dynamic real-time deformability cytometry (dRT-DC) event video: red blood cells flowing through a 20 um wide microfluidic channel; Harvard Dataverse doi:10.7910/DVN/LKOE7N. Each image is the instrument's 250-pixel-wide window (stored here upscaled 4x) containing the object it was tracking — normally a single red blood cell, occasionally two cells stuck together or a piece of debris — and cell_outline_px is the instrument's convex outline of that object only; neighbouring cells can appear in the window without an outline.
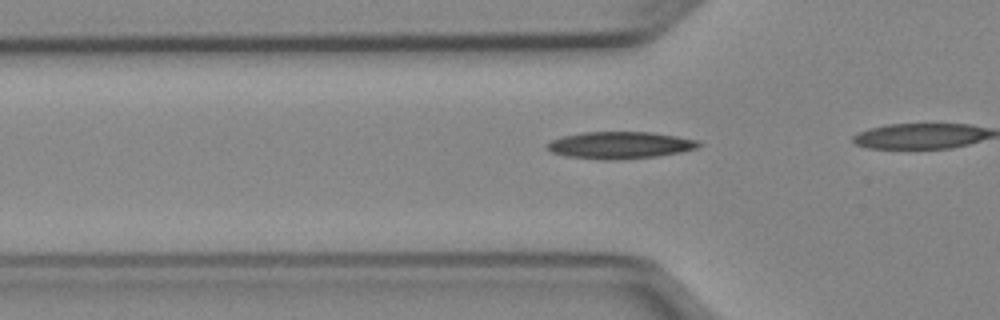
{"species": "Egyptian fruit bat (a non-hibernating species)", "species_latin": "Rousettus aegyptiacus", "temperature_condition": "cold", "stored_images_in_passage": 16, "camera_frame_rate_fps": 3000, "um_per_image_px": 0.085, "animal": {"sex": "female"}, "frame": {"image": 1, "passage_image": 13, "time_ms": 4.0, "image_size_px": [1000, 320], "cell_outline_px": [[704, 144], [700, 148], [680, 152], [656, 156], [620, 160], [604, 160], [564, 156], [552, 152], [544, 148], [544, 144], [560, 136], [584, 132], [652, 132], [700, 140]], "centroid_in_image_um": [52.7, 12.34], "position_along_channel_um": 73.1, "area_um2": 24.33}}